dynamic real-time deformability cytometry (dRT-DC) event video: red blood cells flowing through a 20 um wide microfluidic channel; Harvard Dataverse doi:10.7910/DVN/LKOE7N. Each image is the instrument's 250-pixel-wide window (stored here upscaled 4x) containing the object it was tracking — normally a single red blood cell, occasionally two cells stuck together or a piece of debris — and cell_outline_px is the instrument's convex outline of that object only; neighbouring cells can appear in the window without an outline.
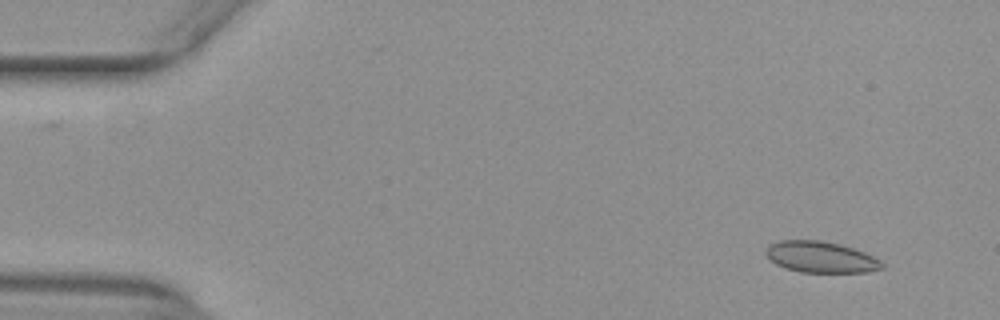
{"species": "common noctule bat (a hibernating species)", "species_latin": "Nyctalus noctula", "temperature_condition": "warm", "stored_images_in_passage": 52, "camera_frame_rate_fps": 3000, "um_per_image_px": 0.085, "animal": {"sex": "female", "body_mass_g": 29.2, "forearm_length_mm": 56.3}, "frame": {"image": 1, "passage_image": 4, "time_ms": 1.0, "image_size_px": [1000, 320], "cell_outline_px": [[884, 268], [868, 272], [800, 272], [784, 268], [776, 264], [764, 252], [768, 244], [780, 240], [820, 240], [840, 244], [864, 252], [880, 260], [884, 264]], "centroid_in_image_um": [69.75, 21.85], "position_along_channel_um": 15.2, "area_um2": 21.15}}
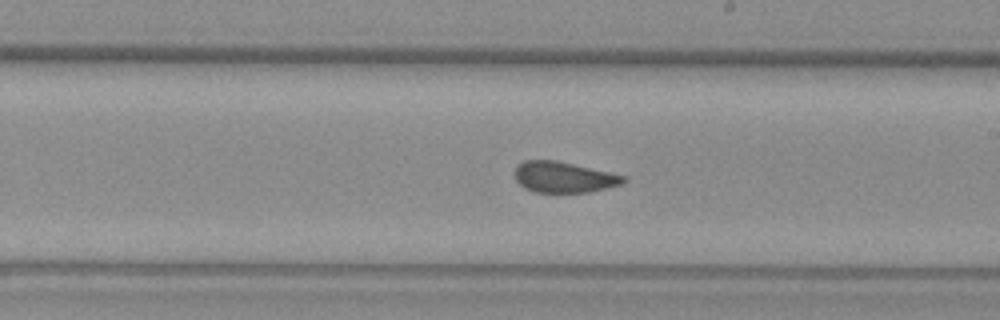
{"frame": {"image": 2, "passage_image": 30, "time_ms": 9.667, "image_size_px": [1000, 320], "cell_outline_px": [[628, 180], [624, 184], [588, 192], [536, 192], [524, 188], [516, 180], [516, 164], [524, 160], [556, 160], [608, 172], [624, 176]], "centroid_in_image_um": [47.91, 15.06], "position_along_channel_um": 241.1, "area_um2": 19.42}}
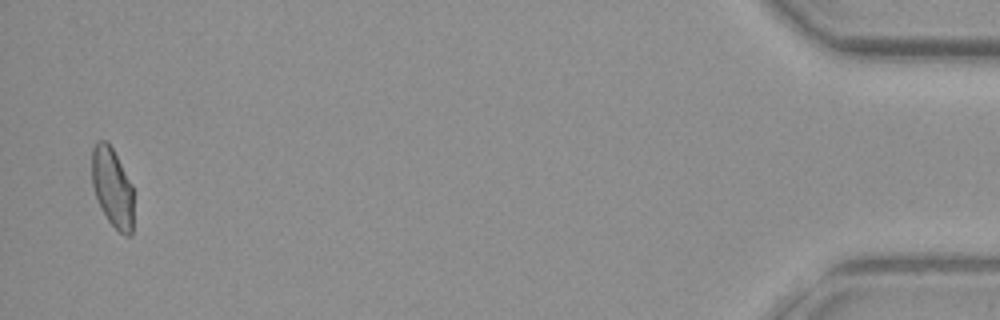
{"frame": {"image": 3, "passage_image": 51, "time_ms": 16.667, "image_size_px": [1000, 320], "cell_outline_px": [[132, 236], [124, 236], [108, 220], [100, 208], [92, 184], [92, 148], [96, 140], [104, 140], [112, 148], [132, 184]], "centroid_in_image_um": [9.54, 15.94], "position_along_channel_um": 425.7, "area_um2": 19.13}, "authors_computed_cell_mechanics": {"area_um2": 20.6346, "velocity_mm_per_s": 3.9534, "shape_relaxation_time_tau1_ms": null, "shape_relaxation_time_tau2_ms": 0.8703, "deformation_change_tau1": null, "deformation_change_tau2": 0.0451}}